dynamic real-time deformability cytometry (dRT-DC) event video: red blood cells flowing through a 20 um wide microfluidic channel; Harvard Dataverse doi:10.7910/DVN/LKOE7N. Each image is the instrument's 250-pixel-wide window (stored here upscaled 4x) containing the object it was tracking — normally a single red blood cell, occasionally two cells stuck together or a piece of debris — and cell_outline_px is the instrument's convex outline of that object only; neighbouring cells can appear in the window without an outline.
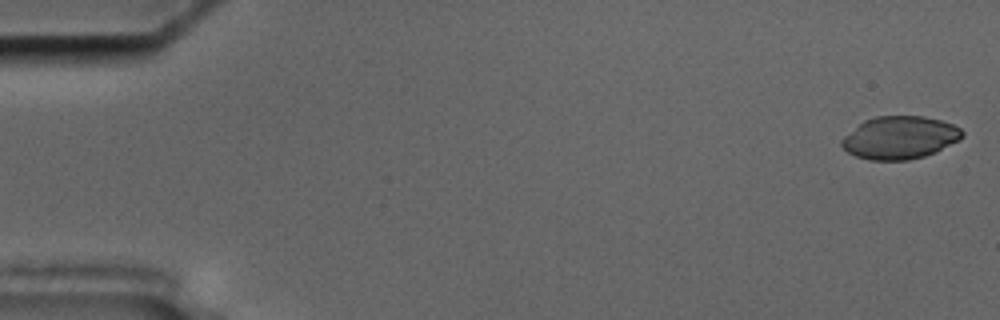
{"species": "common noctule bat (a hibernating species)", "species_latin": "Nyctalus noctula", "temperature_condition": "cold", "stored_images_in_passage": 56, "camera_frame_rate_fps": 3000, "um_per_image_px": 0.085, "animal": {"sex": "male", "body_mass_g": 17.5, "forearm_length_mm": 52.3}, "frame": {"image": 1, "passage_image": 2, "time_ms": 0.333, "image_size_px": [1000, 320], "cell_outline_px": [[964, 136], [960, 140], [936, 152], [924, 156], [908, 160], [868, 160], [856, 156], [848, 152], [840, 144], [840, 140], [844, 136], [864, 120], [876, 116], [924, 116], [940, 120], [952, 124], [960, 128], [964, 132]], "centroid_in_image_um": [76.49, 11.7], "position_along_channel_um": 8.5, "area_um2": 30.11}}
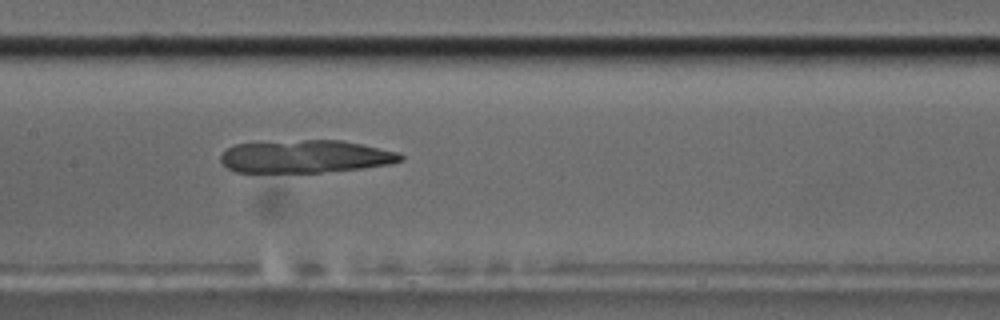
{"frame": {"image": 2, "passage_image": 28, "time_ms": 9.0, "image_size_px": [1000, 320], "cell_outline_px": [[404, 160], [392, 164], [364, 168], [320, 172], [236, 172], [228, 168], [220, 160], [220, 156], [228, 148], [236, 144], [304, 140], [340, 140], [400, 152], [404, 156]], "centroid_in_image_um": [26.02, 13.31], "position_along_channel_um": 181.4, "area_um2": 34.22}}
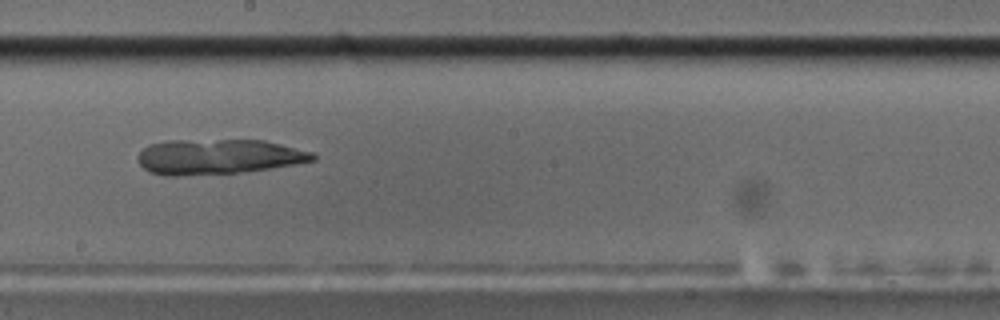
{"frame": {"image": 3, "passage_image": 32, "time_ms": 10.333, "image_size_px": [1000, 320], "cell_outline_px": [[316, 160], [272, 168], [236, 172], [176, 176], [164, 176], [148, 172], [140, 164], [136, 156], [148, 144], [168, 140], [264, 140], [312, 152], [316, 156]], "centroid_in_image_um": [18.5, 13.32], "position_along_channel_um": 229.7, "area_um2": 35.78}}